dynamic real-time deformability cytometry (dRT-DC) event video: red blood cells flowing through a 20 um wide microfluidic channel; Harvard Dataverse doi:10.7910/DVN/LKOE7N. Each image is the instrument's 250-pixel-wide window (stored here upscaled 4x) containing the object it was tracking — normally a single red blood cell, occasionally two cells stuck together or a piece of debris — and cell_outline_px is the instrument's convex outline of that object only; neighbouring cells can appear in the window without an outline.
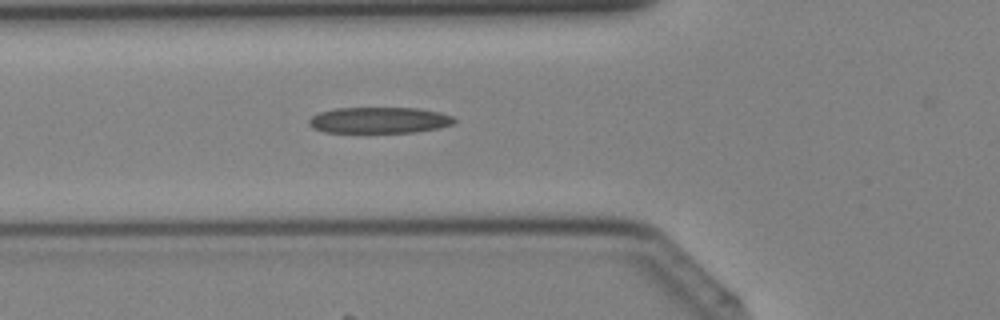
{"species": "Egyptian fruit bat (a non-hibernating species)", "species_latin": "Rousettus aegyptiacus", "temperature_condition": "cold", "stored_images_in_passage": 38, "camera_frame_rate_fps": 3000, "um_per_image_px": 0.085, "animal": {"sex": "female"}, "frame": {"image": 1, "passage_image": 12, "time_ms": 3.667, "image_size_px": [1000, 320], "cell_outline_px": [[456, 120], [452, 124], [440, 128], [412, 132], [324, 132], [312, 128], [308, 124], [308, 120], [312, 116], [320, 112], [336, 108], [416, 108], [440, 112], [452, 116]], "centroid_in_image_um": [32.22, 10.21], "position_along_channel_um": 93.6, "area_um2": 22.08}}
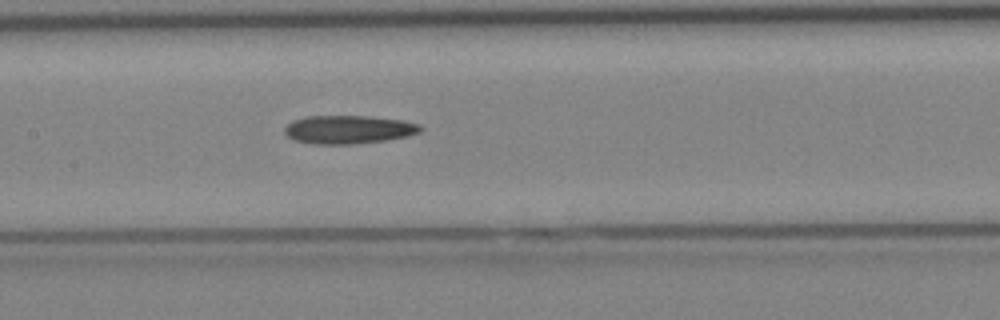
{"frame": {"image": 2, "passage_image": 17, "time_ms": 5.333, "image_size_px": [1000, 320], "cell_outline_px": [[424, 128], [420, 132], [408, 136], [384, 140], [352, 144], [312, 144], [292, 140], [284, 132], [284, 128], [292, 120], [308, 116], [372, 116], [404, 120], [420, 124]], "centroid_in_image_um": [29.63, 11.0], "position_along_channel_um": 177.8, "area_um2": 22.66}}
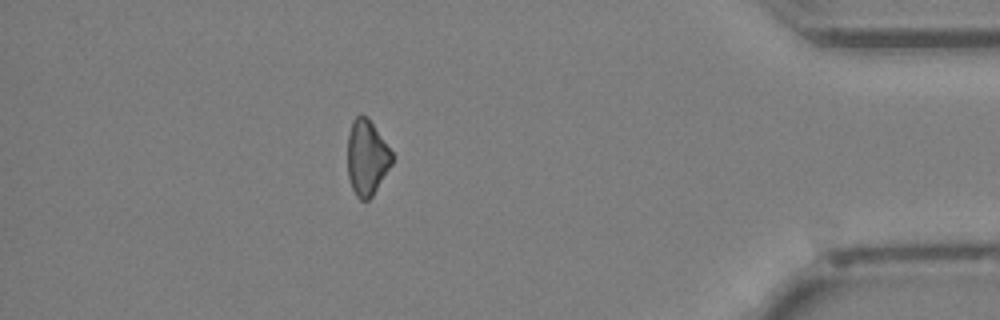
{"frame": {"image": 3, "passage_image": 33, "time_ms": 10.667, "image_size_px": [1000, 320], "cell_outline_px": [[392, 164], [372, 196], [368, 200], [360, 200], [356, 196], [352, 188], [348, 176], [348, 136], [352, 120], [360, 112], [368, 116], [392, 152]], "centroid_in_image_um": [31.17, 13.36], "position_along_channel_um": 404.0, "area_um2": 19.59}}